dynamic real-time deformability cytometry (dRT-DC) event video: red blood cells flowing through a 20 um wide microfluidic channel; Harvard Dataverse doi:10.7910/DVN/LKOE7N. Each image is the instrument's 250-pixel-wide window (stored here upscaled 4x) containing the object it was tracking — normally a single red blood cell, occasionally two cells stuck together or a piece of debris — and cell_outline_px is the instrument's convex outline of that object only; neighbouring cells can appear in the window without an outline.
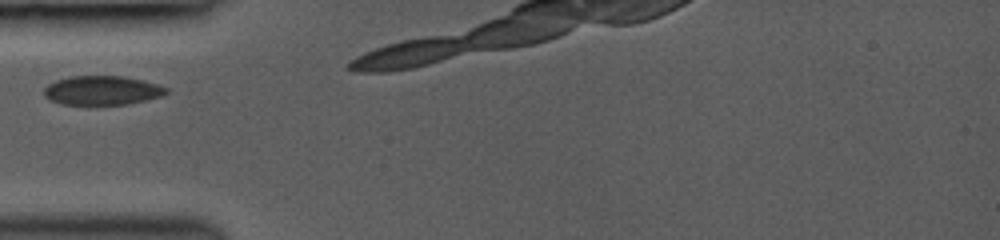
{"species": "common noctule bat (a hibernating species)", "species_latin": "Nyctalus noctula", "temperature_condition": "room temperature", "stored_images_in_passage": 5, "camera_frame_rate_fps": 3000, "um_per_image_px": 0.085, "animal": {"sex": "female", "body_mass_g": 19.0, "forearm_length_mm": 53.3}, "frame": {"image": 1, "passage_image": 1, "time_ms": 0.0, "image_size_px": [1000, 240], "cell_outline_px": [[168, 92], [164, 96], [128, 104], [60, 104], [48, 100], [44, 96], [44, 88], [48, 84], [56, 80], [68, 76], [124, 76], [156, 84], [168, 88]], "centroid_in_image_um": [8.66, 7.68], "position_along_channel_um": 76.3, "area_um2": 20.81}}